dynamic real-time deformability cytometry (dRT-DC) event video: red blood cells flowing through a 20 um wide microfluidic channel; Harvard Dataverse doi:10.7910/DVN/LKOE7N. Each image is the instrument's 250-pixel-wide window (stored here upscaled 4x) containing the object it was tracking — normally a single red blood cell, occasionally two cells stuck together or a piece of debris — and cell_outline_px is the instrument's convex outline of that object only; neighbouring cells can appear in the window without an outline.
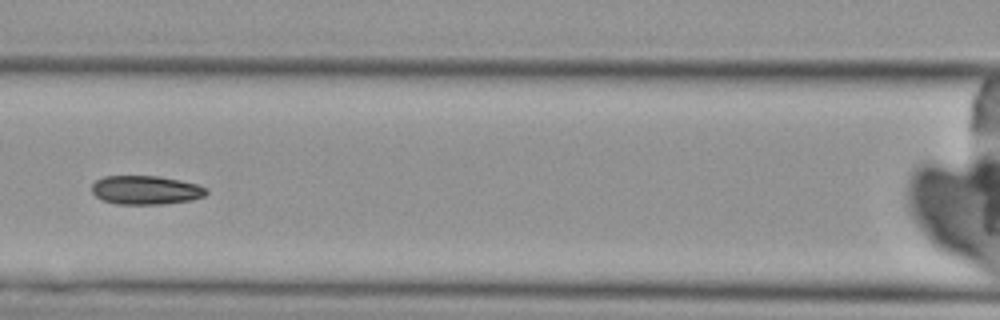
{"species": "Egyptian fruit bat (a non-hibernating species)", "species_latin": "Rousettus aegyptiacus", "temperature_condition": "cold", "stored_images_in_passage": 9, "camera_frame_rate_fps": 3000, "um_per_image_px": 0.085, "animal": {"sex": "female"}, "frame": {"image": 1, "passage_image": 6, "time_ms": 5.667, "image_size_px": [1000, 320], "cell_outline_px": [[208, 192], [204, 196], [192, 200], [164, 204], [116, 204], [100, 200], [92, 192], [92, 184], [96, 180], [104, 176], [160, 176], [180, 180], [196, 184], [204, 188]], "centroid_in_image_um": [12.36, 16.16], "position_along_channel_um": 154.2, "area_um2": 19.31}}
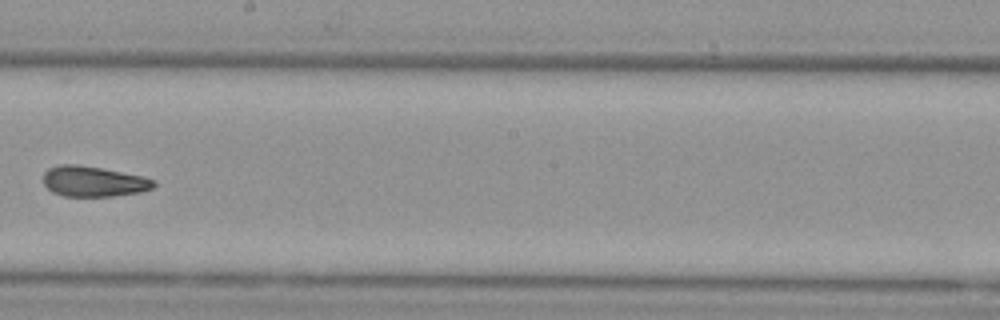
{"frame": {"image": 2, "passage_image": 8, "time_ms": 8.0, "image_size_px": [1000, 320], "cell_outline_px": [[156, 184], [152, 188], [140, 192], [112, 196], [64, 196], [52, 192], [44, 184], [44, 172], [48, 168], [60, 164], [76, 164], [100, 168], [144, 176], [156, 180]], "centroid_in_image_um": [7.95, 15.42], "position_along_channel_um": 240.2, "area_um2": 19.59}}
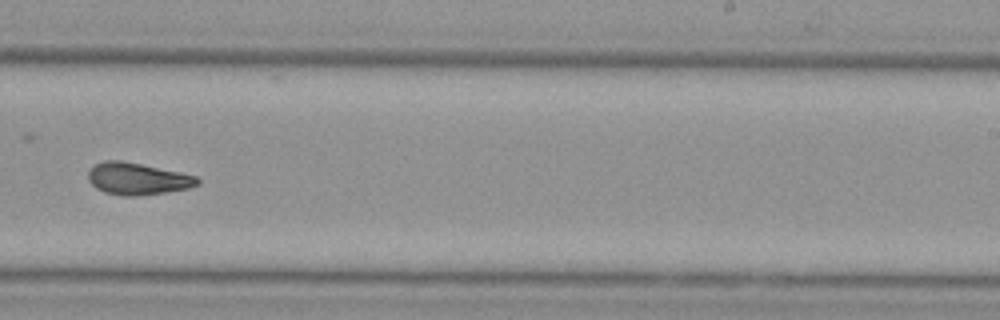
{"frame": {"image": 3, "passage_image": 9, "time_ms": 9.0, "image_size_px": [1000, 320], "cell_outline_px": [[200, 184], [188, 188], [164, 192], [136, 196], [124, 196], [104, 192], [96, 188], [88, 180], [88, 172], [96, 164], [104, 160], [120, 160], [180, 172], [196, 176], [200, 180]], "centroid_in_image_um": [11.68, 15.2], "position_along_channel_um": 277.3, "area_um2": 20.17}}